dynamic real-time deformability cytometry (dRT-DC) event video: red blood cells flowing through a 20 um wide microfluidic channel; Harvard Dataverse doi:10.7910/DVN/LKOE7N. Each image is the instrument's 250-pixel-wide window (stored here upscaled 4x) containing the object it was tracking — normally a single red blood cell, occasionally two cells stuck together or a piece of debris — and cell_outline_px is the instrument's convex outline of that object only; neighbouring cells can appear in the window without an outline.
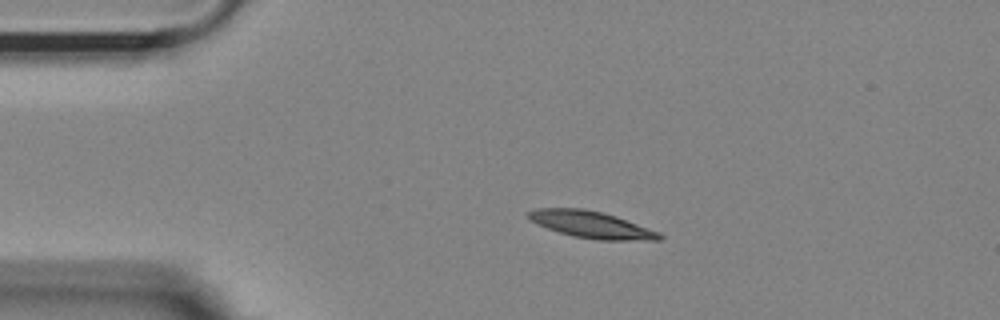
{"species": "Egyptian fruit bat (a non-hibernating species)", "species_latin": "Rousettus aegyptiacus", "temperature_condition": "room temperature", "stored_images_in_passage": 45, "camera_frame_rate_fps": 3000, "um_per_image_px": 0.085, "animal": {"sex": "female"}, "frame": {"image": 1, "passage_image": 1, "time_ms": 0.0, "image_size_px": [1000, 320], "cell_outline_px": [[664, 236], [660, 240], [596, 240], [576, 236], [560, 232], [548, 228], [532, 220], [528, 216], [528, 212], [536, 208], [584, 208], [604, 212], [616, 216], [660, 232]], "centroid_in_image_um": [50.33, 19.09], "position_along_channel_um": 34.7, "area_um2": 20.29}}
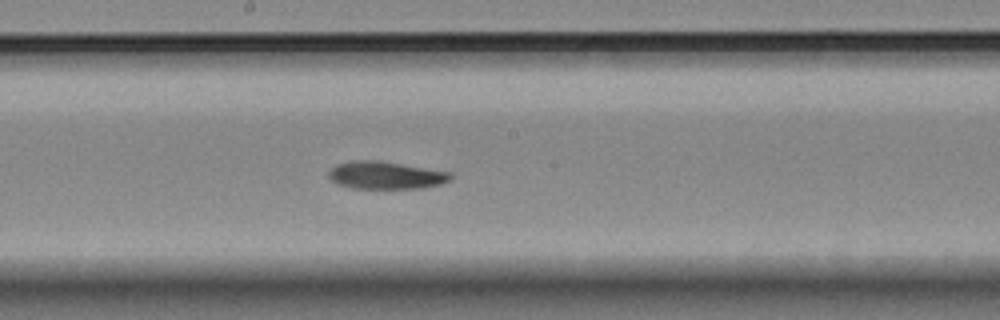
{"frame": {"image": 2, "passage_image": 19, "time_ms": 6.0, "image_size_px": [1000, 320], "cell_outline_px": [[452, 176], [448, 180], [440, 184], [424, 188], [352, 188], [336, 184], [328, 176], [328, 172], [336, 164], [352, 160], [380, 160], [452, 172]], "centroid_in_image_um": [32.77, 14.88], "position_along_channel_um": 215.4, "area_um2": 19.71}}
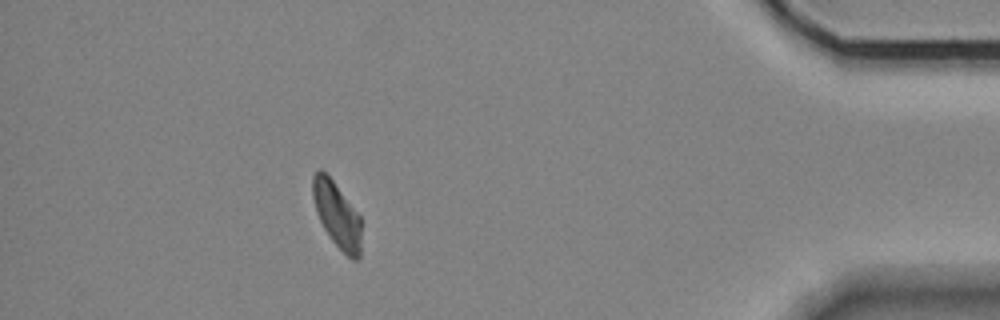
{"frame": {"image": 3, "passage_image": 39, "time_ms": 12.667, "image_size_px": [1000, 320], "cell_outline_px": [[360, 256], [356, 260], [352, 260], [332, 240], [324, 228], [316, 212], [312, 196], [312, 176], [320, 168], [332, 180], [360, 216]], "centroid_in_image_um": [28.62, 18.25], "position_along_channel_um": 406.6, "area_um2": 18.15}, "authors_computed_cell_mechanics": {"area_um2": 19.8254, "velocity_mm_per_s": 3.6137, "shape_relaxation_time_tau1_ms": 4.9594, "shape_relaxation_time_tau2_ms": null, "deformation_change_tau1": 0.1331, "deformation_change_tau2": null}}